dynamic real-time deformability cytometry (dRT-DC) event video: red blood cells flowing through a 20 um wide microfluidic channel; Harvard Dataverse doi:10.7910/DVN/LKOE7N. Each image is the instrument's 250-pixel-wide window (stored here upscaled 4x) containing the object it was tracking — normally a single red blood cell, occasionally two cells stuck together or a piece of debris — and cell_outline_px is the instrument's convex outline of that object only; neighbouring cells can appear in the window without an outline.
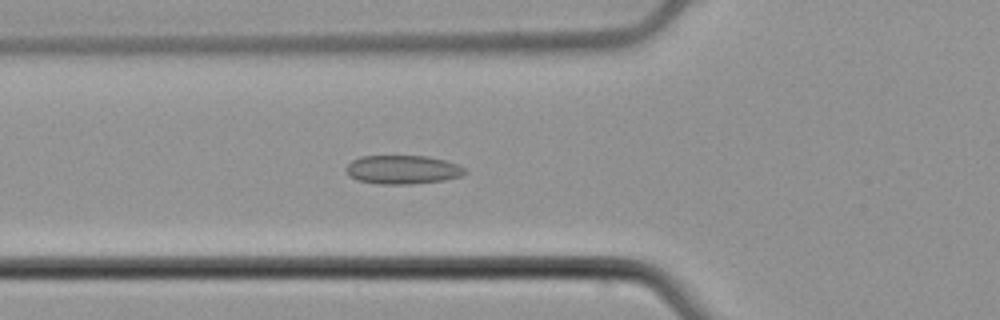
{"species": "common noctule bat (a hibernating species)", "species_latin": "Nyctalus noctula", "temperature_condition": "cold", "stored_images_in_passage": 46, "camera_frame_rate_fps": 3000, "um_per_image_px": 0.085, "animal": {"sex": "male", "body_mass_g": 21.5, "forearm_length_mm": 52.0}, "frame": {"image": 1, "passage_image": 15, "time_ms": 4.667, "image_size_px": [1000, 320], "cell_outline_px": [[468, 172], [460, 176], [444, 180], [408, 184], [376, 184], [356, 180], [348, 176], [348, 164], [352, 160], [360, 156], [428, 156], [444, 160], [456, 164], [464, 168]], "centroid_in_image_um": [34.21, 14.42], "position_along_channel_um": 91.6, "area_um2": 19.83}}
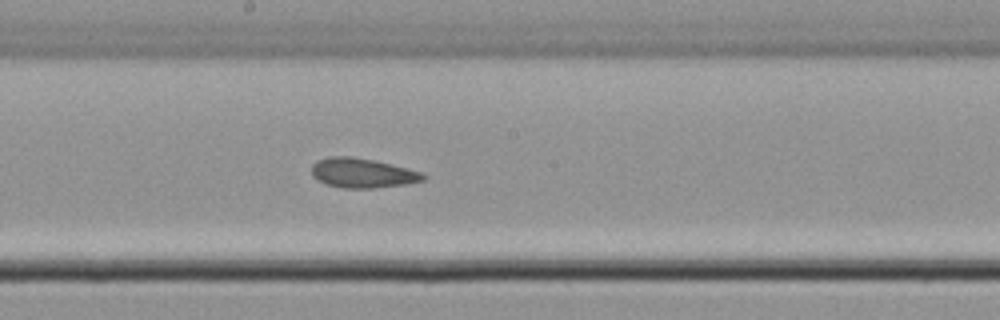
{"frame": {"image": 2, "passage_image": 25, "time_ms": 8.0, "image_size_px": [1000, 320], "cell_outline_px": [[428, 176], [424, 180], [404, 184], [372, 188], [344, 188], [328, 184], [312, 176], [312, 164], [316, 160], [328, 156], [352, 156], [376, 160], [408, 168], [420, 172]], "centroid_in_image_um": [30.8, 14.68], "position_along_channel_um": 217.4, "area_um2": 19.25}}
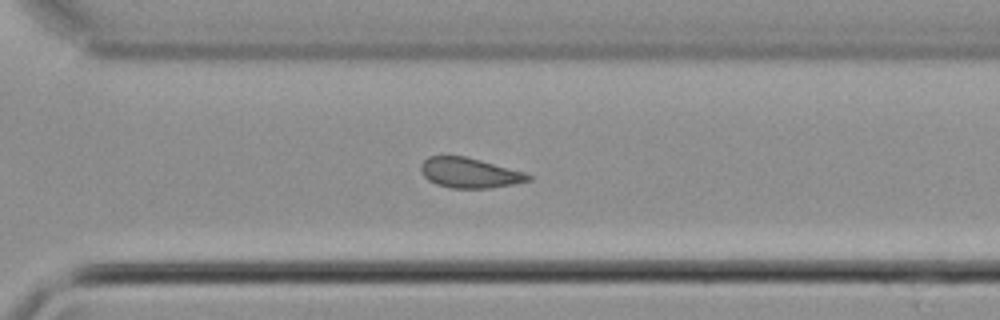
{"frame": {"image": 3, "passage_image": 34, "time_ms": 11.0, "image_size_px": [1000, 320], "cell_outline_px": [[532, 180], [492, 188], [452, 188], [436, 184], [428, 180], [424, 176], [420, 168], [420, 164], [428, 156], [464, 156], [480, 160], [524, 172], [532, 176]], "centroid_in_image_um": [39.89, 14.7], "position_along_channel_um": 330.7, "area_um2": 18.73}, "authors_computed_cell_mechanics": {"area_um2": 19.4786, "velocity_mm_per_s": 3.7678, "shape_relaxation_time_tau1_ms": null, "shape_relaxation_time_tau2_ms": 1.8504, "deformation_change_tau1": null, "deformation_change_tau2": 0.0601}}